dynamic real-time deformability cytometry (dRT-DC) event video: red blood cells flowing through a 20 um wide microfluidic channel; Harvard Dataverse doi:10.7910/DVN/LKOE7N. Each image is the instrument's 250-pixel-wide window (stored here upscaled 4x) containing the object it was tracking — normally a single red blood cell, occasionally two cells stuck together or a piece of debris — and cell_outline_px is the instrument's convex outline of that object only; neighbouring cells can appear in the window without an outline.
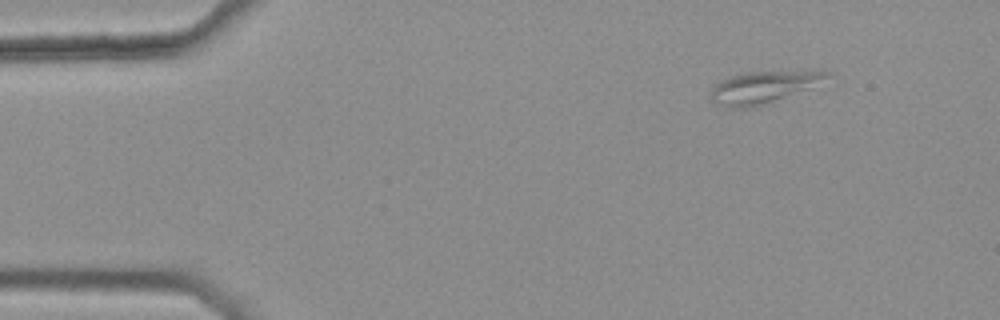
{"species": "common noctule bat (a hibernating species)", "species_latin": "Nyctalus noctula", "temperature_condition": "warm", "stored_images_in_passage": 43, "camera_frame_rate_fps": 3000, "um_per_image_px": 0.085, "animal": {"sex": "female", "body_mass_g": 25.1}, "frame": {"image": 1, "passage_image": 1, "time_ms": 0.0, "image_size_px": [1000, 320], "cell_outline_px": [[832, 76], [808, 88], [756, 108], [728, 108], [716, 104], [708, 96], [712, 88], [720, 80], [728, 76], [740, 72], [832, 72]], "centroid_in_image_um": [64.76, 7.44], "position_along_channel_um": 20.2, "area_um2": 21.56}}
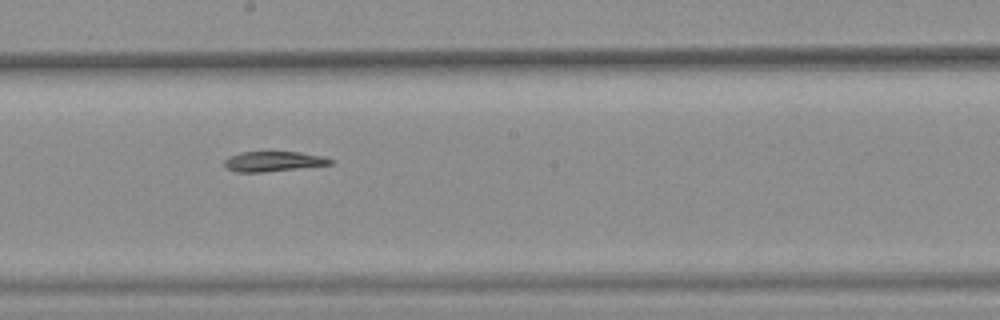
{"frame": {"image": 2, "passage_image": 24, "time_ms": 7.667, "image_size_px": [1000, 320], "cell_outline_px": [[336, 160], [332, 164], [264, 172], [236, 172], [228, 168], [224, 164], [224, 160], [228, 156], [240, 152], [300, 152], [324, 156]], "centroid_in_image_um": [23.26, 13.71], "position_along_channel_um": 224.9, "area_um2": 12.43}}
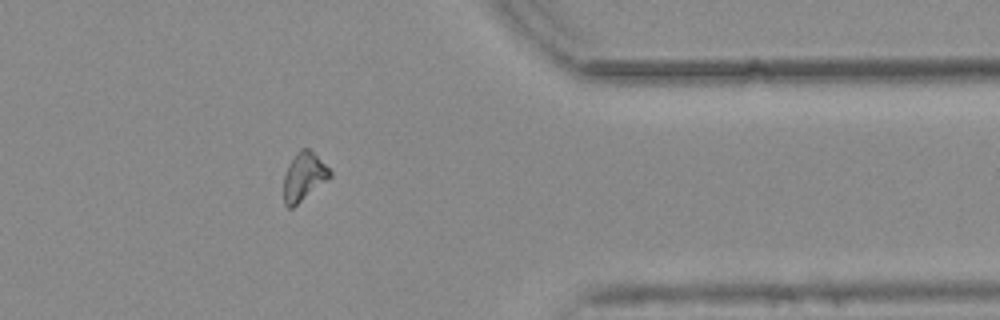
{"frame": {"image": 3, "passage_image": 38, "time_ms": 12.333, "image_size_px": [1000, 320], "cell_outline_px": [[332, 176], [292, 208], [288, 208], [284, 204], [284, 176], [292, 160], [300, 148], [308, 148], [332, 172]], "centroid_in_image_um": [25.82, 15.04], "position_along_channel_um": 385.6, "area_um2": 12.54}}